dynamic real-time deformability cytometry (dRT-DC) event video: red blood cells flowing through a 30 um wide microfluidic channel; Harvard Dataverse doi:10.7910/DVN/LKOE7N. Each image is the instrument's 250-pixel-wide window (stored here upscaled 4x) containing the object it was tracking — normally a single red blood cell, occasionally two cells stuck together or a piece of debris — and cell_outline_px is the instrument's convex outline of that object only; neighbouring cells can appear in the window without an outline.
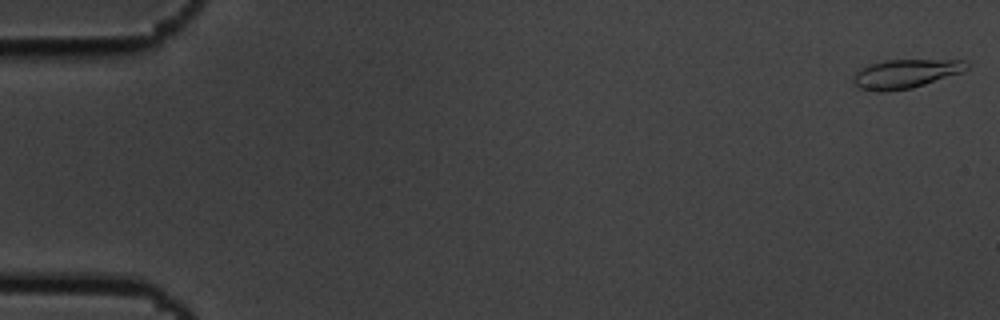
{"species": "common noctule bat (a hibernating species)", "species_latin": "Nyctalus noctula", "temperature_condition": "cold", "stored_images_in_passage": 55, "camera_frame_rate_fps": 3000, "um_per_image_px": 0.085, "animal": {"sex": "male", "body_mass_g": 19.5, "forearm_length_mm": 54.6}, "frame": {"image": 1, "passage_image": 1, "time_ms": 0.0, "image_size_px": [1000, 320], "cell_outline_px": [[968, 68], [960, 72], [912, 88], [884, 92], [876, 92], [860, 88], [852, 80], [852, 76], [860, 68], [868, 64], [888, 60], [964, 60], [968, 64]], "centroid_in_image_um": [76.9, 6.27], "position_along_channel_um": 8.1, "area_um2": 18.9}}
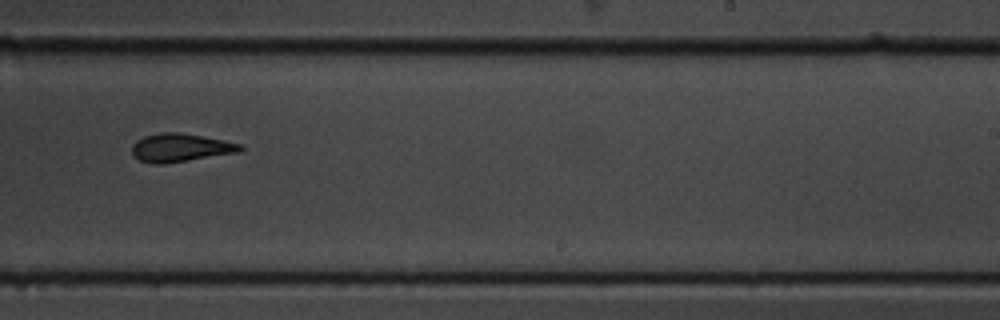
{"frame": {"image": 2, "passage_image": 35, "time_ms": 11.333, "image_size_px": [1000, 320], "cell_outline_px": [[244, 148], [240, 152], [164, 164], [152, 164], [140, 160], [132, 156], [132, 144], [136, 140], [144, 136], [160, 132], [180, 132], [224, 140], [240, 144]], "centroid_in_image_um": [15.3, 12.55], "position_along_channel_um": 273.7, "area_um2": 17.98}}
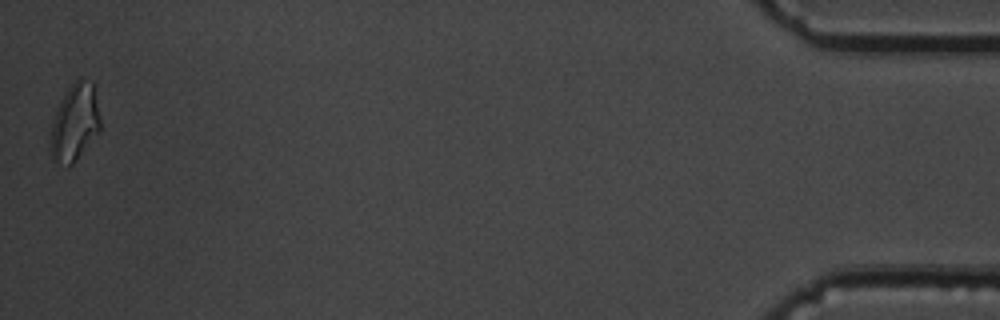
{"frame": {"image": 3, "passage_image": 55, "time_ms": 18.0, "image_size_px": [1000, 320], "cell_outline_px": [[100, 132], [76, 160], [72, 164], [68, 164], [56, 160], [48, 152], [52, 124], [56, 108], [68, 88], [76, 80], [92, 80], [100, 120]], "centroid_in_image_um": [6.35, 10.42], "position_along_channel_um": 428.9, "area_um2": 22.08}, "authors_computed_cell_mechanics": {"area_um2": 18.1492, "velocity_mm_per_s": 3.6398, "shape_relaxation_time_tau1_ms": 3.1709, "shape_relaxation_time_tau2_ms": 1.8919, "deformation_change_tau1": 0.172, "deformation_change_tau2": 0.1101}}